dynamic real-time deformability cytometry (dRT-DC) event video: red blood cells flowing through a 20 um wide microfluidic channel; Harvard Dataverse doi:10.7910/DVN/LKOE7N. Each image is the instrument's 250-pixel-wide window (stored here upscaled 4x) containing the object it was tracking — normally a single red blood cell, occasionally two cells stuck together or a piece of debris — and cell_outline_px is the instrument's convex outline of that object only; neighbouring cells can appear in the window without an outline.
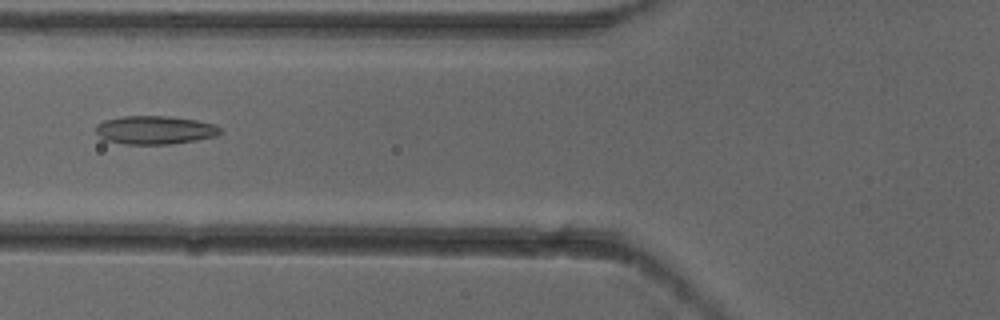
{"species": "common noctule bat (a hibernating species)", "species_latin": "Nyctalus noctula", "temperature_condition": "cold", "stored_images_in_passage": 7, "camera_frame_rate_fps": 3000, "um_per_image_px": 0.085, "animal": {"sex": "female"}, "frame": {"image": 1, "passage_image": 6, "time_ms": 1.667, "image_size_px": [1000, 320], "cell_outline_px": [[220, 132], [216, 136], [196, 140], [172, 144], [124, 144], [104, 140], [96, 132], [96, 124], [104, 120], [120, 116], [168, 116], [196, 120], [216, 124], [220, 128]], "centroid_in_image_um": [13.14, 11.05], "position_along_channel_um": 112.7, "area_um2": 20.69}}
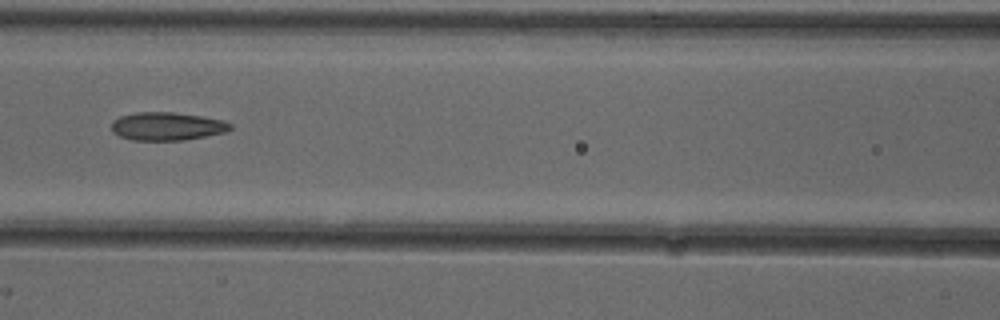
{"frame": {"image": 2, "passage_image": 7, "time_ms": 2.0, "image_size_px": [1000, 320], "cell_outline_px": [[232, 128], [224, 132], [184, 140], [132, 140], [120, 136], [112, 132], [112, 120], [120, 116], [136, 112], [172, 112], [200, 116], [224, 120], [232, 124]], "centroid_in_image_um": [14.17, 10.73], "position_along_channel_um": 152.4, "area_um2": 19.42}}